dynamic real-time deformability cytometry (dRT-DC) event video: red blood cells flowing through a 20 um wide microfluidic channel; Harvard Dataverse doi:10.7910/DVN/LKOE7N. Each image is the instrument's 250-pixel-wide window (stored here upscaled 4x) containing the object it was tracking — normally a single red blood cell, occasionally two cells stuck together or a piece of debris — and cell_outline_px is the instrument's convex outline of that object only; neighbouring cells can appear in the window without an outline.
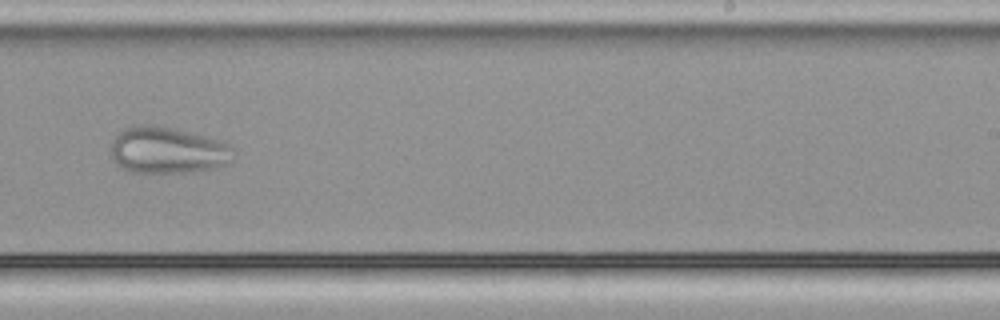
{"species": "common noctule bat (a hibernating species)", "species_latin": "Nyctalus noctula", "temperature_condition": "cold", "stored_images_in_passage": 39, "camera_frame_rate_fps": 3000, "um_per_image_px": 0.085, "animal": {"sex": "male", "body_mass_g": 21.5, "forearm_length_mm": 52.0}, "frame": {"image": 1, "passage_image": 19, "time_ms": 6.0, "image_size_px": [1000, 320], "cell_outline_px": [[236, 152], [232, 164], [220, 168], [192, 172], [132, 172], [120, 168], [112, 160], [112, 140], [124, 128], [140, 124], [148, 124], [172, 128], [192, 132], [224, 140], [236, 148]], "centroid_in_image_um": [14.36, 12.78], "position_along_channel_um": 274.6, "area_um2": 34.22}}
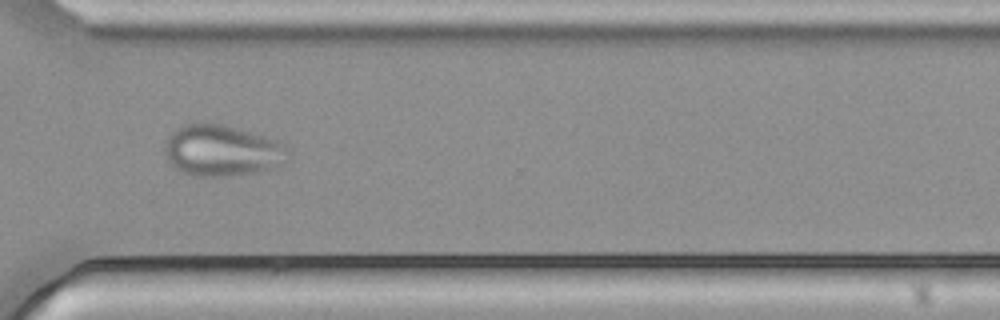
{"frame": {"image": 2, "passage_image": 25, "time_ms": 8.0, "image_size_px": [1000, 320], "cell_outline_px": [[292, 156], [260, 172], [228, 176], [196, 176], [184, 172], [176, 168], [168, 160], [164, 152], [164, 144], [172, 132], [176, 128], [184, 124], [224, 124], [276, 140], [284, 144], [292, 152]], "centroid_in_image_um": [18.87, 12.8], "position_along_channel_um": 351.7, "area_um2": 36.53}}
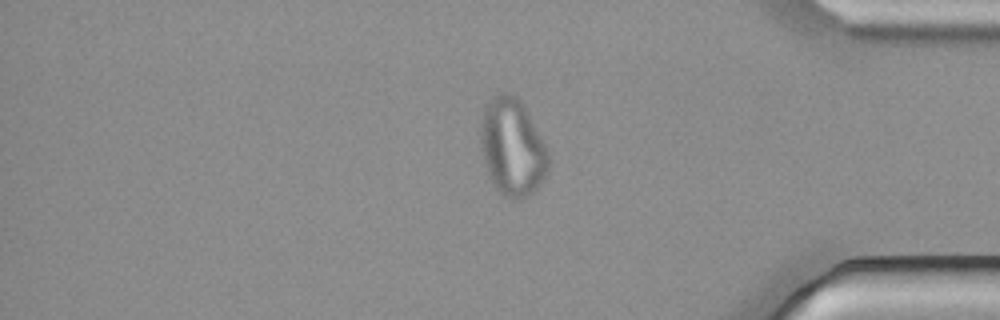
{"frame": {"image": 3, "passage_image": 30, "time_ms": 9.667, "image_size_px": [1000, 320], "cell_outline_px": [[548, 172], [540, 184], [532, 192], [520, 200], [516, 200], [504, 196], [496, 188], [488, 176], [484, 164], [480, 148], [480, 120], [484, 108], [496, 96], [504, 92], [508, 92], [516, 96], [524, 104], [548, 152]], "centroid_in_image_um": [43.52, 12.53], "position_along_channel_um": 391.7, "area_um2": 38.49}}